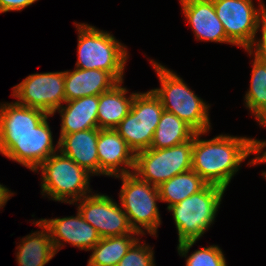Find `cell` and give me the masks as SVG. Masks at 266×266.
<instances>
[{
  "instance_id": "obj_27",
  "label": "cell",
  "mask_w": 266,
  "mask_h": 266,
  "mask_svg": "<svg viewBox=\"0 0 266 266\" xmlns=\"http://www.w3.org/2000/svg\"><path fill=\"white\" fill-rule=\"evenodd\" d=\"M153 258L151 247L140 245L138 239L117 266H155Z\"/></svg>"
},
{
  "instance_id": "obj_3",
  "label": "cell",
  "mask_w": 266,
  "mask_h": 266,
  "mask_svg": "<svg viewBox=\"0 0 266 266\" xmlns=\"http://www.w3.org/2000/svg\"><path fill=\"white\" fill-rule=\"evenodd\" d=\"M151 63L161 83L160 88L152 90L161 100L164 110L175 114L196 132H208L211 127L208 116L209 106L197 97L183 79L173 71L153 60Z\"/></svg>"
},
{
  "instance_id": "obj_31",
  "label": "cell",
  "mask_w": 266,
  "mask_h": 266,
  "mask_svg": "<svg viewBox=\"0 0 266 266\" xmlns=\"http://www.w3.org/2000/svg\"><path fill=\"white\" fill-rule=\"evenodd\" d=\"M11 195L13 196V193L0 184V208L12 197Z\"/></svg>"
},
{
  "instance_id": "obj_19",
  "label": "cell",
  "mask_w": 266,
  "mask_h": 266,
  "mask_svg": "<svg viewBox=\"0 0 266 266\" xmlns=\"http://www.w3.org/2000/svg\"><path fill=\"white\" fill-rule=\"evenodd\" d=\"M48 115L17 102L0 106V135L30 134Z\"/></svg>"
},
{
  "instance_id": "obj_16",
  "label": "cell",
  "mask_w": 266,
  "mask_h": 266,
  "mask_svg": "<svg viewBox=\"0 0 266 266\" xmlns=\"http://www.w3.org/2000/svg\"><path fill=\"white\" fill-rule=\"evenodd\" d=\"M99 128L60 134L59 151L94 175L99 174L97 141Z\"/></svg>"
},
{
  "instance_id": "obj_1",
  "label": "cell",
  "mask_w": 266,
  "mask_h": 266,
  "mask_svg": "<svg viewBox=\"0 0 266 266\" xmlns=\"http://www.w3.org/2000/svg\"><path fill=\"white\" fill-rule=\"evenodd\" d=\"M201 134L205 132H196L193 137L192 170L207 184L226 190L241 162L255 153V139L219 135L201 140Z\"/></svg>"
},
{
  "instance_id": "obj_10",
  "label": "cell",
  "mask_w": 266,
  "mask_h": 266,
  "mask_svg": "<svg viewBox=\"0 0 266 266\" xmlns=\"http://www.w3.org/2000/svg\"><path fill=\"white\" fill-rule=\"evenodd\" d=\"M48 116L25 135H0V153L23 166L38 171V167L59 149L53 146Z\"/></svg>"
},
{
  "instance_id": "obj_22",
  "label": "cell",
  "mask_w": 266,
  "mask_h": 266,
  "mask_svg": "<svg viewBox=\"0 0 266 266\" xmlns=\"http://www.w3.org/2000/svg\"><path fill=\"white\" fill-rule=\"evenodd\" d=\"M196 131L175 114L163 111L150 148L164 149L191 140Z\"/></svg>"
},
{
  "instance_id": "obj_32",
  "label": "cell",
  "mask_w": 266,
  "mask_h": 266,
  "mask_svg": "<svg viewBox=\"0 0 266 266\" xmlns=\"http://www.w3.org/2000/svg\"><path fill=\"white\" fill-rule=\"evenodd\" d=\"M262 175L266 178V172H263Z\"/></svg>"
},
{
  "instance_id": "obj_20",
  "label": "cell",
  "mask_w": 266,
  "mask_h": 266,
  "mask_svg": "<svg viewBox=\"0 0 266 266\" xmlns=\"http://www.w3.org/2000/svg\"><path fill=\"white\" fill-rule=\"evenodd\" d=\"M117 83L112 89L99 95L98 128L115 129L129 113L135 93L126 97L127 89Z\"/></svg>"
},
{
  "instance_id": "obj_15",
  "label": "cell",
  "mask_w": 266,
  "mask_h": 266,
  "mask_svg": "<svg viewBox=\"0 0 266 266\" xmlns=\"http://www.w3.org/2000/svg\"><path fill=\"white\" fill-rule=\"evenodd\" d=\"M180 2L196 39L233 44L226 36L212 0H180Z\"/></svg>"
},
{
  "instance_id": "obj_17",
  "label": "cell",
  "mask_w": 266,
  "mask_h": 266,
  "mask_svg": "<svg viewBox=\"0 0 266 266\" xmlns=\"http://www.w3.org/2000/svg\"><path fill=\"white\" fill-rule=\"evenodd\" d=\"M65 98L72 101L85 96H99L119 83L109 72L100 69L64 71Z\"/></svg>"
},
{
  "instance_id": "obj_24",
  "label": "cell",
  "mask_w": 266,
  "mask_h": 266,
  "mask_svg": "<svg viewBox=\"0 0 266 266\" xmlns=\"http://www.w3.org/2000/svg\"><path fill=\"white\" fill-rule=\"evenodd\" d=\"M134 234L101 238L91 249L87 266H117L131 246L138 240Z\"/></svg>"
},
{
  "instance_id": "obj_26",
  "label": "cell",
  "mask_w": 266,
  "mask_h": 266,
  "mask_svg": "<svg viewBox=\"0 0 266 266\" xmlns=\"http://www.w3.org/2000/svg\"><path fill=\"white\" fill-rule=\"evenodd\" d=\"M186 266H227L224 254L218 246L203 247L186 259Z\"/></svg>"
},
{
  "instance_id": "obj_29",
  "label": "cell",
  "mask_w": 266,
  "mask_h": 266,
  "mask_svg": "<svg viewBox=\"0 0 266 266\" xmlns=\"http://www.w3.org/2000/svg\"><path fill=\"white\" fill-rule=\"evenodd\" d=\"M262 38L255 46V55L260 59L266 62V21L262 24Z\"/></svg>"
},
{
  "instance_id": "obj_21",
  "label": "cell",
  "mask_w": 266,
  "mask_h": 266,
  "mask_svg": "<svg viewBox=\"0 0 266 266\" xmlns=\"http://www.w3.org/2000/svg\"><path fill=\"white\" fill-rule=\"evenodd\" d=\"M35 224L43 230L22 239L16 255L19 266H44L56 254L48 228L40 220Z\"/></svg>"
},
{
  "instance_id": "obj_12",
  "label": "cell",
  "mask_w": 266,
  "mask_h": 266,
  "mask_svg": "<svg viewBox=\"0 0 266 266\" xmlns=\"http://www.w3.org/2000/svg\"><path fill=\"white\" fill-rule=\"evenodd\" d=\"M78 211L96 229L101 238L125 234H139L129 224L126 213L112 198L104 194L79 199Z\"/></svg>"
},
{
  "instance_id": "obj_18",
  "label": "cell",
  "mask_w": 266,
  "mask_h": 266,
  "mask_svg": "<svg viewBox=\"0 0 266 266\" xmlns=\"http://www.w3.org/2000/svg\"><path fill=\"white\" fill-rule=\"evenodd\" d=\"M65 103L68 105L58 109L62 119L60 134L98 128L99 96H85Z\"/></svg>"
},
{
  "instance_id": "obj_9",
  "label": "cell",
  "mask_w": 266,
  "mask_h": 266,
  "mask_svg": "<svg viewBox=\"0 0 266 266\" xmlns=\"http://www.w3.org/2000/svg\"><path fill=\"white\" fill-rule=\"evenodd\" d=\"M218 19L233 45L244 47L251 55L256 32L266 21V8L255 9L252 0H212Z\"/></svg>"
},
{
  "instance_id": "obj_2",
  "label": "cell",
  "mask_w": 266,
  "mask_h": 266,
  "mask_svg": "<svg viewBox=\"0 0 266 266\" xmlns=\"http://www.w3.org/2000/svg\"><path fill=\"white\" fill-rule=\"evenodd\" d=\"M225 189L207 184L201 191L178 204L167 207L173 212L178 231L179 255L185 256L213 223Z\"/></svg>"
},
{
  "instance_id": "obj_8",
  "label": "cell",
  "mask_w": 266,
  "mask_h": 266,
  "mask_svg": "<svg viewBox=\"0 0 266 266\" xmlns=\"http://www.w3.org/2000/svg\"><path fill=\"white\" fill-rule=\"evenodd\" d=\"M193 138L164 149L148 148L135 154L133 173L149 184L159 187L165 181L192 169Z\"/></svg>"
},
{
  "instance_id": "obj_25",
  "label": "cell",
  "mask_w": 266,
  "mask_h": 266,
  "mask_svg": "<svg viewBox=\"0 0 266 266\" xmlns=\"http://www.w3.org/2000/svg\"><path fill=\"white\" fill-rule=\"evenodd\" d=\"M250 89L245 95V105L266 126V62L256 55L253 61Z\"/></svg>"
},
{
  "instance_id": "obj_7",
  "label": "cell",
  "mask_w": 266,
  "mask_h": 266,
  "mask_svg": "<svg viewBox=\"0 0 266 266\" xmlns=\"http://www.w3.org/2000/svg\"><path fill=\"white\" fill-rule=\"evenodd\" d=\"M163 111L162 102L153 90L135 93L129 113L115 130L135 154L147 150Z\"/></svg>"
},
{
  "instance_id": "obj_30",
  "label": "cell",
  "mask_w": 266,
  "mask_h": 266,
  "mask_svg": "<svg viewBox=\"0 0 266 266\" xmlns=\"http://www.w3.org/2000/svg\"><path fill=\"white\" fill-rule=\"evenodd\" d=\"M255 153L259 156L255 157L254 159L251 160V164L255 165L256 163H265L266 162V151L260 156V152L262 151V149L266 146V141H259L257 139H255Z\"/></svg>"
},
{
  "instance_id": "obj_14",
  "label": "cell",
  "mask_w": 266,
  "mask_h": 266,
  "mask_svg": "<svg viewBox=\"0 0 266 266\" xmlns=\"http://www.w3.org/2000/svg\"><path fill=\"white\" fill-rule=\"evenodd\" d=\"M40 221L48 228L56 253L61 249V245L63 247L60 240L88 251L101 239L96 229L83 219L79 211L75 217L40 219Z\"/></svg>"
},
{
  "instance_id": "obj_23",
  "label": "cell",
  "mask_w": 266,
  "mask_h": 266,
  "mask_svg": "<svg viewBox=\"0 0 266 266\" xmlns=\"http://www.w3.org/2000/svg\"><path fill=\"white\" fill-rule=\"evenodd\" d=\"M207 183L192 169L177 174L158 187L161 201L168 206L180 203L187 197L201 191Z\"/></svg>"
},
{
  "instance_id": "obj_6",
  "label": "cell",
  "mask_w": 266,
  "mask_h": 266,
  "mask_svg": "<svg viewBox=\"0 0 266 266\" xmlns=\"http://www.w3.org/2000/svg\"><path fill=\"white\" fill-rule=\"evenodd\" d=\"M39 168L43 178L42 194L46 193L52 197V200L72 204L88 196L86 194L91 191L89 188L91 173L61 152L60 155L52 154ZM68 197L72 199L68 200Z\"/></svg>"
},
{
  "instance_id": "obj_11",
  "label": "cell",
  "mask_w": 266,
  "mask_h": 266,
  "mask_svg": "<svg viewBox=\"0 0 266 266\" xmlns=\"http://www.w3.org/2000/svg\"><path fill=\"white\" fill-rule=\"evenodd\" d=\"M17 103L53 115L65 98L64 72L35 73L13 87Z\"/></svg>"
},
{
  "instance_id": "obj_5",
  "label": "cell",
  "mask_w": 266,
  "mask_h": 266,
  "mask_svg": "<svg viewBox=\"0 0 266 266\" xmlns=\"http://www.w3.org/2000/svg\"><path fill=\"white\" fill-rule=\"evenodd\" d=\"M115 177L121 178L123 183L120 190L121 207L132 229L144 234L142 230L144 228L151 235H156L157 228L161 224L156 203L157 200H161L158 187L140 179L133 172Z\"/></svg>"
},
{
  "instance_id": "obj_13",
  "label": "cell",
  "mask_w": 266,
  "mask_h": 266,
  "mask_svg": "<svg viewBox=\"0 0 266 266\" xmlns=\"http://www.w3.org/2000/svg\"><path fill=\"white\" fill-rule=\"evenodd\" d=\"M97 153L100 175L115 177L131 173L128 168L134 170L135 153L115 129L99 130Z\"/></svg>"
},
{
  "instance_id": "obj_4",
  "label": "cell",
  "mask_w": 266,
  "mask_h": 266,
  "mask_svg": "<svg viewBox=\"0 0 266 266\" xmlns=\"http://www.w3.org/2000/svg\"><path fill=\"white\" fill-rule=\"evenodd\" d=\"M78 29V60L76 68L100 69L123 82L127 50L110 33L87 24H76Z\"/></svg>"
},
{
  "instance_id": "obj_28",
  "label": "cell",
  "mask_w": 266,
  "mask_h": 266,
  "mask_svg": "<svg viewBox=\"0 0 266 266\" xmlns=\"http://www.w3.org/2000/svg\"><path fill=\"white\" fill-rule=\"evenodd\" d=\"M38 0H0V13L21 11Z\"/></svg>"
}]
</instances>
